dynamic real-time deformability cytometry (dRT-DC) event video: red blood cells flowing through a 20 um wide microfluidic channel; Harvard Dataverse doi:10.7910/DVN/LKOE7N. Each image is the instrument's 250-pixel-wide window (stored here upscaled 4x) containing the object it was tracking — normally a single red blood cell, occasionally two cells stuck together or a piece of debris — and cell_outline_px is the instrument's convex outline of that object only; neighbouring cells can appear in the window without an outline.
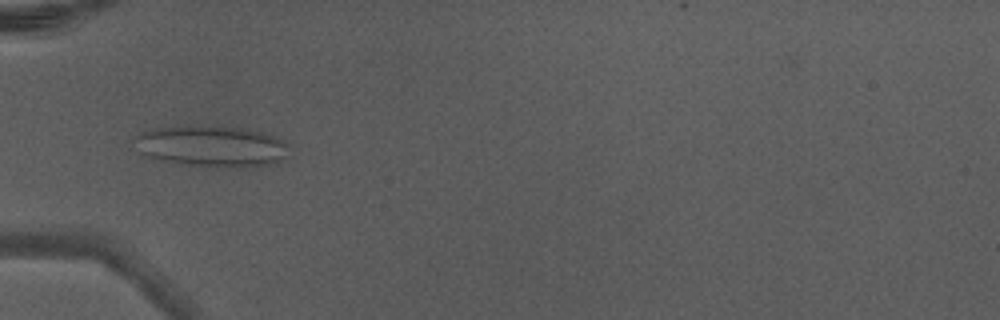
{"species": "Egyptian fruit bat (a non-hibernating species)", "species_latin": "Rousettus aegyptiacus", "temperature_condition": "warm", "stored_images_in_passage": 7, "camera_frame_rate_fps": 3000, "um_per_image_px": 0.085, "animal": {"sex": "male"}, "frame": {"image": 1, "passage_image": 6, "time_ms": 1.667, "image_size_px": [1000, 320], "cell_outline_px": [[288, 144], [284, 156], [276, 164], [244, 168], [212, 168], [180, 164], [144, 156], [140, 152], [132, 140], [140, 132], [152, 128], [192, 124], [240, 128], [260, 132], [284, 140]], "centroid_in_image_um": [17.93, 12.44], "position_along_channel_um": 67.1, "area_um2": 37.97}}